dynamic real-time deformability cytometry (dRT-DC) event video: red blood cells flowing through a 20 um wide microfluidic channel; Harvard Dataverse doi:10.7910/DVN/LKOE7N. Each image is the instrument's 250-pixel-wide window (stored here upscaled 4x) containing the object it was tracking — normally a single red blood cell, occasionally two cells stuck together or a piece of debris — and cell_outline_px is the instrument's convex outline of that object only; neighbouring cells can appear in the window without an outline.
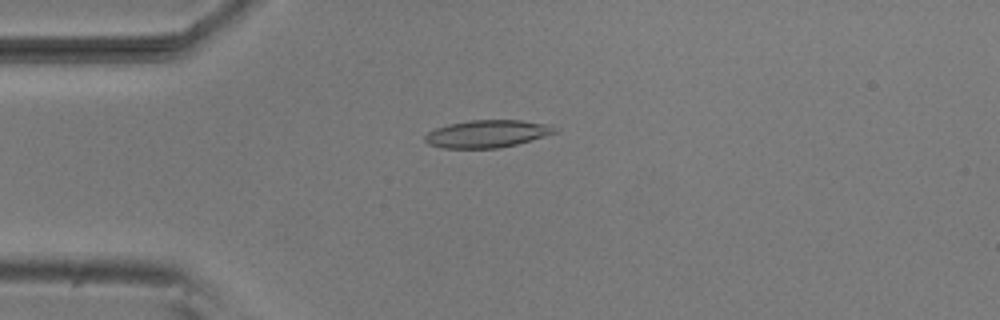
{"species": "common noctule bat (a hibernating species)", "species_latin": "Nyctalus noctula", "temperature_condition": "room temperature", "stored_images_in_passage": 10, "camera_frame_rate_fps": 3000, "um_per_image_px": 0.085, "animal": {"sex": "male", "body_mass_g": 20.5, "forearm_length_mm": 52.5}, "frame": {"image": 1, "passage_image": 6, "time_ms": 1.667, "image_size_px": [1000, 320], "cell_outline_px": [[556, 132], [544, 136], [516, 144], [496, 148], [444, 148], [428, 144], [424, 140], [424, 136], [428, 132], [436, 128], [448, 124], [468, 120], [520, 120], [544, 124], [556, 128]], "centroid_in_image_um": [41.34, 11.37], "position_along_channel_um": 43.7, "area_um2": 20.52}}